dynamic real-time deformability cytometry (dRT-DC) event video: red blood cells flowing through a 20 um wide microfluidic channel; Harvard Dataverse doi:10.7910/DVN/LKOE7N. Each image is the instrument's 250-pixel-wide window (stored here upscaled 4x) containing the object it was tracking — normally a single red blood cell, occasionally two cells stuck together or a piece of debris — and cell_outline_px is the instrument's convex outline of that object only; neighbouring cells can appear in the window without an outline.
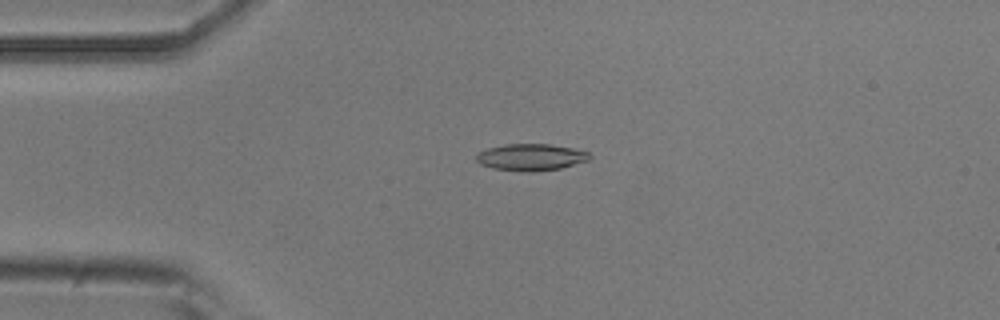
{"species": "common noctule bat (a hibernating species)", "species_latin": "Nyctalus noctula", "temperature_condition": "room temperature", "stored_images_in_passage": 42, "camera_frame_rate_fps": 3000, "um_per_image_px": 0.085, "animal": {"sex": "male", "body_mass_g": 20.5, "forearm_length_mm": 52.5}, "frame": {"image": 1, "passage_image": 3, "time_ms": 0.667, "image_size_px": [1000, 320], "cell_outline_px": [[592, 156], [588, 160], [560, 168], [532, 172], [524, 172], [492, 168], [480, 164], [476, 160], [476, 156], [480, 152], [488, 148], [504, 144], [548, 144], [572, 148], [588, 152]], "centroid_in_image_um": [45.11, 13.36], "position_along_channel_um": 39.9, "area_um2": 17.57}}
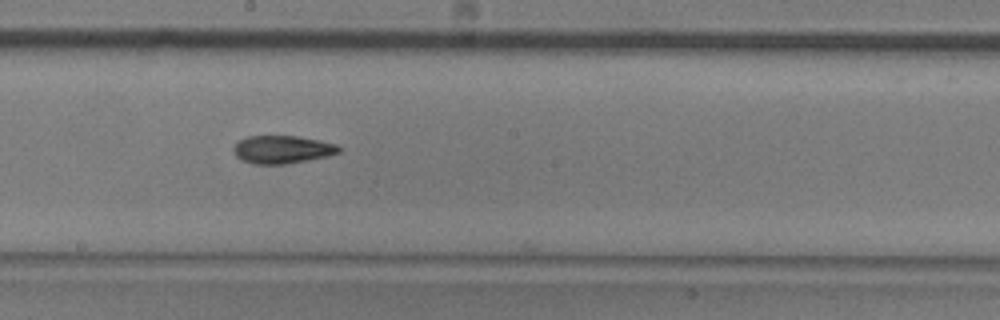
{"frame": {"image": 2, "passage_image": 19, "time_ms": 6.0, "image_size_px": [1000, 320], "cell_outline_px": [[340, 152], [328, 156], [288, 164], [252, 164], [240, 160], [236, 156], [232, 148], [240, 140], [248, 136], [296, 136], [320, 140], [336, 144], [340, 148]], "centroid_in_image_um": [23.98, 12.71], "position_along_channel_um": 224.2, "area_um2": 17.22}}
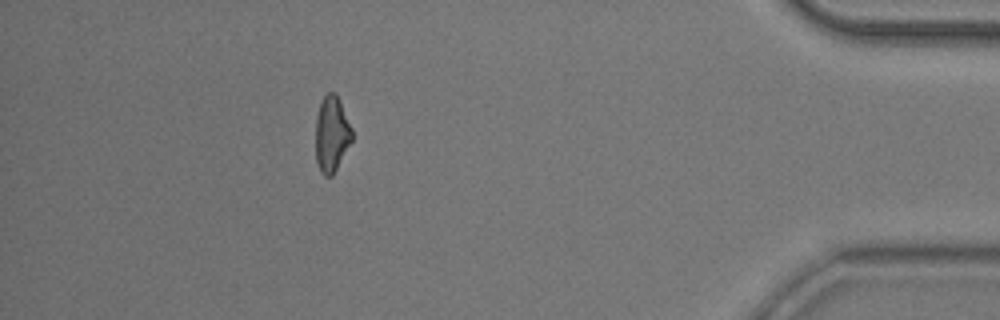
{"frame": {"image": 3, "passage_image": 37, "time_ms": 12.0, "image_size_px": [1000, 320], "cell_outline_px": [[352, 140], [332, 176], [324, 176], [320, 172], [316, 160], [316, 116], [320, 104], [324, 96], [328, 92], [336, 92], [340, 100], [352, 128]], "centroid_in_image_um": [28.19, 11.38], "position_along_channel_um": 407.0, "area_um2": 16.07}, "authors_computed_cell_mechanics": {"area_um2": 17.0221, "velocity_mm_per_s": 3.9154, "shape_relaxation_time_tau1_ms": 4.0697, "shape_relaxation_time_tau2_ms": 5.7748, "deformation_change_tau1": 0.1295, "deformation_change_tau2": 0.1341}}